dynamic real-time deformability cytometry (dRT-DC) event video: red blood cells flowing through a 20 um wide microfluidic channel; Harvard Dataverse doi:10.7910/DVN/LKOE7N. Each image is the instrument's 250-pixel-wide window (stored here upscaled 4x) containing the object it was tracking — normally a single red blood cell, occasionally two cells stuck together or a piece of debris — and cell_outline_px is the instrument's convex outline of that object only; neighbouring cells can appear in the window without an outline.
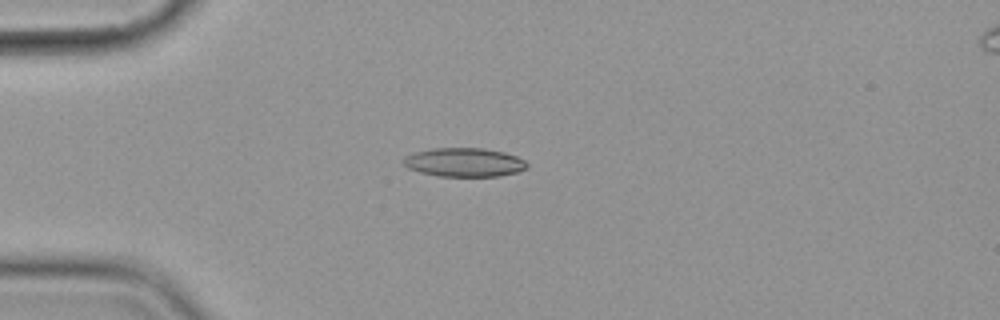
{"species": "common noctule bat (a hibernating species)", "species_latin": "Nyctalus noctula", "temperature_condition": "cold", "stored_images_in_passage": 14, "camera_frame_rate_fps": 3000, "um_per_image_px": 0.085, "animal": {"sex": "female", "body_mass_g": 19.9}, "frame": {"image": 1, "passage_image": 3, "time_ms": 3.333, "image_size_px": [1000, 320], "cell_outline_px": [[528, 168], [516, 172], [500, 176], [440, 176], [420, 172], [408, 168], [400, 160], [404, 156], [416, 152], [432, 148], [484, 148], [504, 152], [516, 156], [524, 160], [528, 164]], "centroid_in_image_um": [39.45, 13.79], "position_along_channel_um": 45.5, "area_um2": 20.81}}
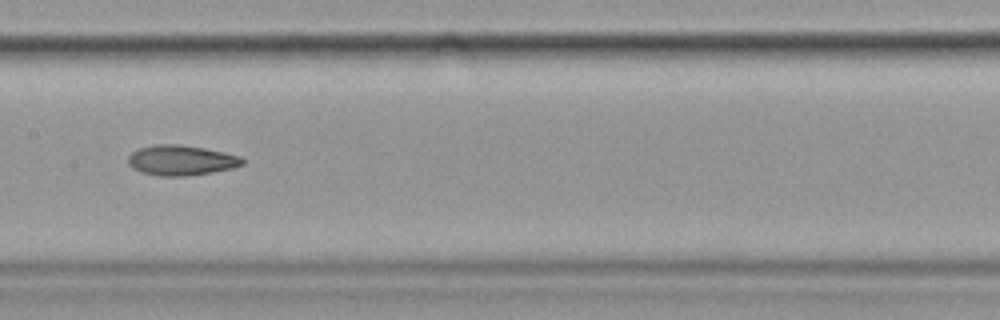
{"frame": {"image": 2, "passage_image": 7, "time_ms": 8.0, "image_size_px": [1000, 320], "cell_outline_px": [[244, 164], [232, 168], [212, 172], [184, 176], [160, 176], [140, 172], [132, 168], [128, 164], [128, 156], [132, 152], [140, 148], [156, 144], [180, 144], [204, 148], [224, 152], [240, 156], [244, 160]], "centroid_in_image_um": [15.38, 13.62], "position_along_channel_um": 192.0, "area_um2": 20.11}}
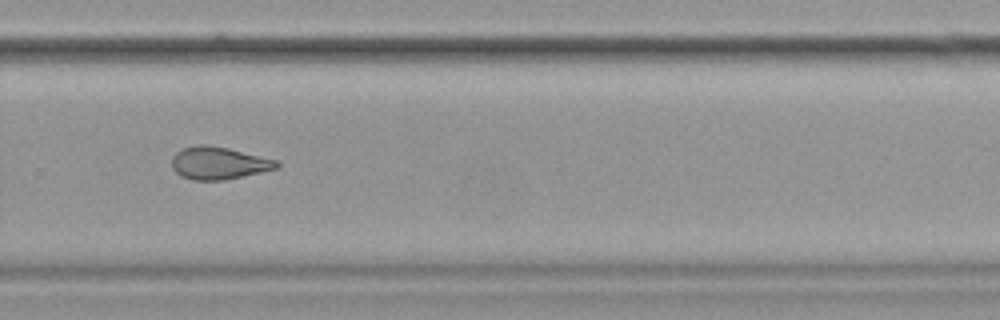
{"frame": {"image": 3, "passage_image": 10, "time_ms": 11.333, "image_size_px": [1000, 320], "cell_outline_px": [[280, 164], [276, 168], [260, 172], [224, 180], [192, 180], [180, 176], [172, 168], [172, 156], [176, 152], [184, 148], [200, 144], [204, 144], [228, 148], [280, 160]], "centroid_in_image_um": [18.59, 13.86], "position_along_channel_um": 311.2, "area_um2": 19.88}, "authors_computed_cell_mechanics": {"area_um2": 20.1144, "velocity_mm_per_s": 3.6006, "shape_relaxation_time_tau1_ms": 4.9064, "shape_relaxation_time_tau2_ms": 6.5447, "deformation_change_tau1": 0.117, "deformation_change_tau2": 0.1296}}